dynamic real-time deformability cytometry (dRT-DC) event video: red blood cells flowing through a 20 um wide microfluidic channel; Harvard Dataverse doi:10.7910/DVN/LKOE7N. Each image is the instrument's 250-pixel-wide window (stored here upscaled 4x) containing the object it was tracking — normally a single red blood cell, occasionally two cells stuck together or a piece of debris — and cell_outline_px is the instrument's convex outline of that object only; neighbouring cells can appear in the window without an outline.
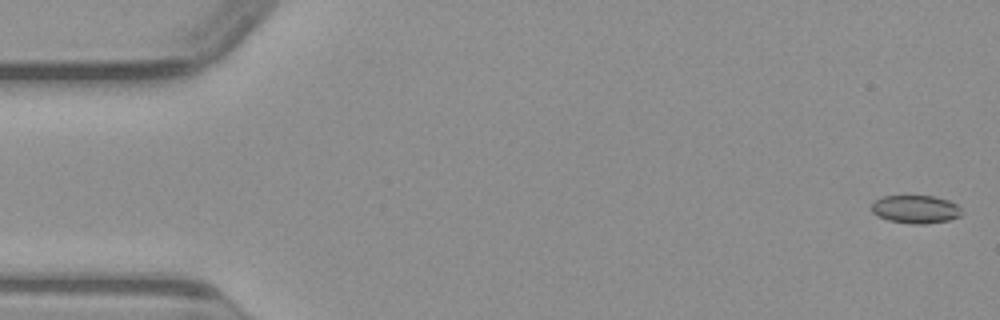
{"species": "common noctule bat (a hibernating species)", "species_latin": "Nyctalus noctula", "temperature_condition": "warm", "stored_images_in_passage": 50, "camera_frame_rate_fps": 3000, "um_per_image_px": 0.085, "animal": {"sex": "male", "body_mass_g": 23.1, "forearm_length_mm": 52.7}, "frame": {"image": 1, "passage_image": 1, "time_ms": 0.0, "image_size_px": [1000, 320], "cell_outline_px": [[960, 216], [948, 220], [924, 224], [912, 224], [888, 220], [876, 216], [872, 212], [872, 200], [884, 196], [932, 196], [948, 200], [956, 204], [960, 208]], "centroid_in_image_um": [77.77, 17.79], "position_along_channel_um": 7.2, "area_um2": 14.74}}
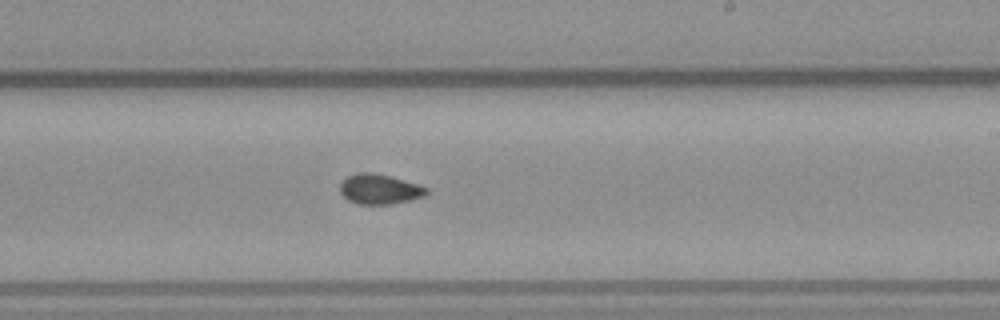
{"frame": {"image": 2, "passage_image": 29, "time_ms": 9.333, "image_size_px": [1000, 320], "cell_outline_px": [[428, 192], [424, 196], [392, 204], [356, 204], [348, 200], [340, 192], [340, 184], [348, 176], [356, 172], [372, 172], [420, 184], [428, 188]], "centroid_in_image_um": [32.26, 16.07], "position_along_channel_um": 256.7, "area_um2": 15.09}}
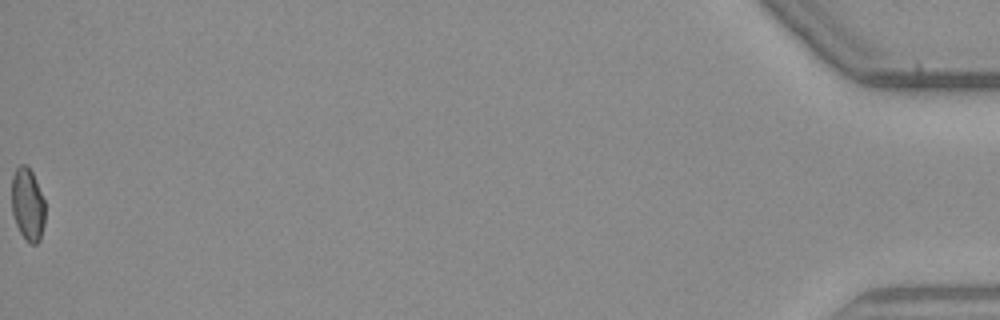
{"frame": {"image": 3, "passage_image": 50, "time_ms": 16.333, "image_size_px": [1000, 320], "cell_outline_px": [[44, 224], [40, 240], [36, 244], [28, 244], [20, 232], [16, 224], [12, 212], [12, 176], [16, 168], [20, 164], [24, 164], [32, 172], [36, 180], [44, 200]], "centroid_in_image_um": [2.35, 17.4], "position_along_channel_um": 432.9, "area_um2": 14.16}}